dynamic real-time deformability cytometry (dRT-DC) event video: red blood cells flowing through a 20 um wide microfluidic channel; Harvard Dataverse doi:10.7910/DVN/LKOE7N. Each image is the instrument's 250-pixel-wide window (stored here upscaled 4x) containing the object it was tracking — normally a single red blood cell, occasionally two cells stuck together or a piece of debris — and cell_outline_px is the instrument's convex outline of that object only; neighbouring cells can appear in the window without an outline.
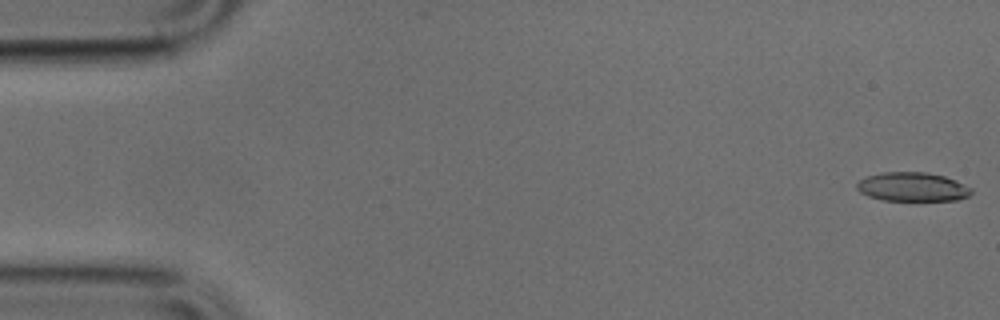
{"species": "common noctule bat (a hibernating species)", "species_latin": "Nyctalus noctula", "temperature_condition": "cold", "stored_images_in_passage": 41, "camera_frame_rate_fps": 3000, "um_per_image_px": 0.085, "animal": {"sex": "male", "body_mass_g": 17.9, "forearm_length_mm": 54.2}, "frame": {"image": 1, "passage_image": 1, "time_ms": 0.0, "image_size_px": [1000, 320], "cell_outline_px": [[972, 192], [968, 196], [960, 200], [884, 200], [868, 196], [860, 192], [856, 188], [856, 184], [860, 180], [868, 176], [884, 172], [924, 172], [944, 176], [956, 180], [972, 188]], "centroid_in_image_um": [77.58, 15.88], "position_along_channel_um": 7.4, "area_um2": 19.25}}
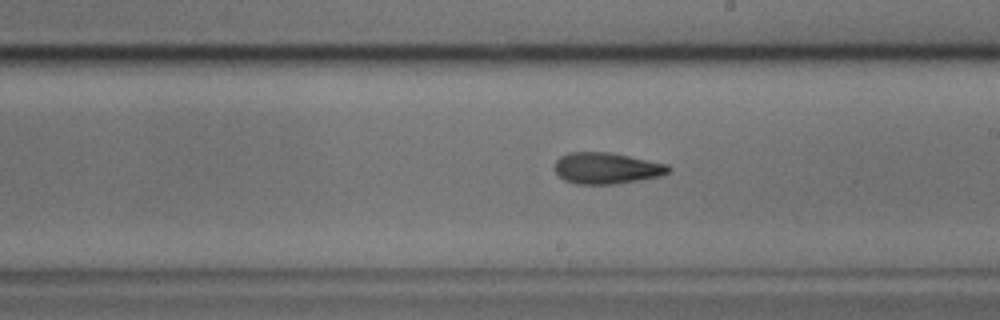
{"frame": {"image": 2, "passage_image": 28, "time_ms": 9.0, "image_size_px": [1000, 320], "cell_outline_px": [[672, 168], [664, 176], [640, 180], [612, 184], [576, 184], [564, 180], [552, 168], [556, 160], [560, 156], [568, 152], [608, 152], [668, 164]], "centroid_in_image_um": [51.55, 14.3], "position_along_channel_um": 237.5, "area_um2": 20.92}}
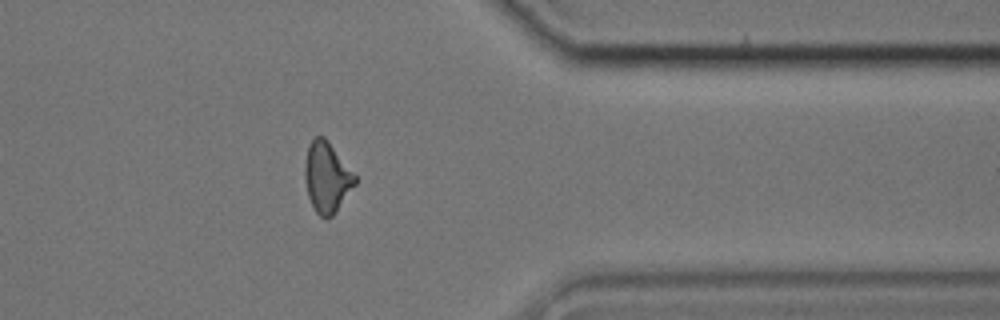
{"frame": {"image": 3, "passage_image": 40, "time_ms": 13.0, "image_size_px": [1000, 320], "cell_outline_px": [[356, 184], [336, 212], [332, 216], [324, 220], [316, 212], [308, 196], [304, 180], [304, 164], [308, 144], [316, 136], [324, 136], [328, 140], [356, 176]], "centroid_in_image_um": [27.77, 15.07], "position_along_channel_um": 383.6, "area_um2": 20.75}}